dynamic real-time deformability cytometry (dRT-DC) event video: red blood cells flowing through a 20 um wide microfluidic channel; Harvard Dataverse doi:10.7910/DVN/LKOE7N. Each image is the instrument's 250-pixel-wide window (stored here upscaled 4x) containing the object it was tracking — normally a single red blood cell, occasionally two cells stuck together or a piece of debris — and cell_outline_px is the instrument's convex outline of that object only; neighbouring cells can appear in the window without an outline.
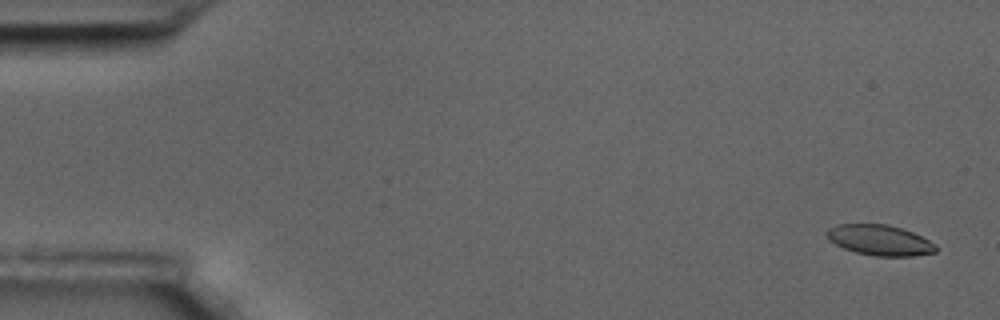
{"species": "common noctule bat (a hibernating species)", "species_latin": "Nyctalus noctula", "temperature_condition": "room temperature", "stored_images_in_passage": 60, "camera_frame_rate_fps": 3000, "um_per_image_px": 0.085, "animal": {"sex": "male", "body_mass_g": 17.5, "forearm_length_mm": 52.3}, "frame": {"image": 1, "passage_image": 3, "time_ms": 0.667, "image_size_px": [1000, 320], "cell_outline_px": [[936, 252], [912, 256], [876, 256], [856, 252], [844, 248], [828, 240], [828, 228], [836, 224], [888, 224], [912, 232], [936, 244]], "centroid_in_image_um": [74.78, 20.41], "position_along_channel_um": 10.2, "area_um2": 19.19}}
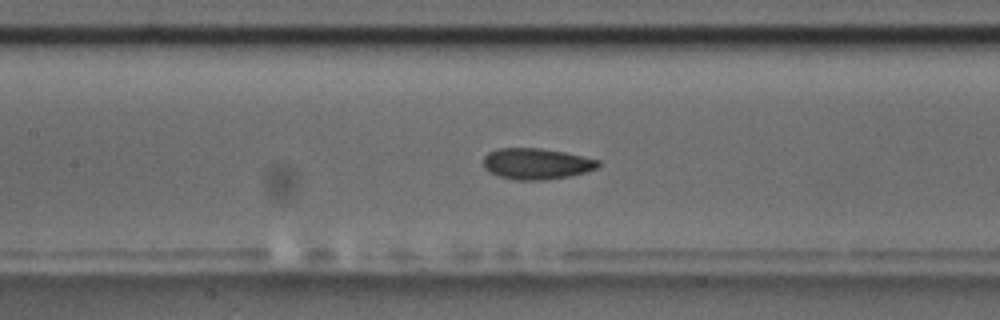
{"frame": {"image": 2, "passage_image": 28, "time_ms": 9.0, "image_size_px": [1000, 320], "cell_outline_px": [[600, 164], [596, 168], [584, 172], [568, 176], [544, 180], [516, 180], [500, 176], [488, 172], [484, 168], [484, 156], [488, 152], [500, 148], [540, 148], [564, 152], [600, 160]], "centroid_in_image_um": [45.57, 13.91], "position_along_channel_um": 161.8, "area_um2": 20.69}}
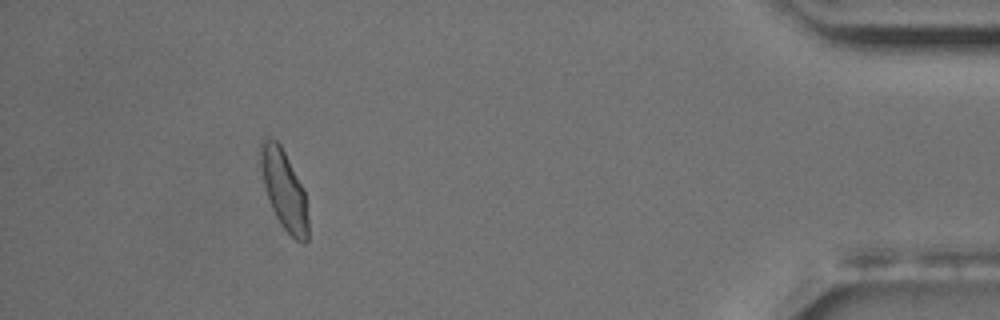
{"frame": {"image": 3, "passage_image": 55, "time_ms": 18.0, "image_size_px": [1000, 320], "cell_outline_px": [[308, 240], [304, 244], [296, 240], [280, 224], [268, 200], [264, 188], [260, 160], [260, 140], [264, 136], [276, 140], [280, 144], [304, 192], [308, 216]], "centroid_in_image_um": [24.12, 16.14], "position_along_channel_um": 411.1, "area_um2": 21.73}, "authors_computed_cell_mechanics": {"area_um2": 20.4612, "velocity_mm_per_s": 3.4128, "shape_relaxation_time_tau1_ms": 5.333, "shape_relaxation_time_tau2_ms": 1.5098, "deformation_change_tau1": 0.136, "deformation_change_tau2": 0.0561}}